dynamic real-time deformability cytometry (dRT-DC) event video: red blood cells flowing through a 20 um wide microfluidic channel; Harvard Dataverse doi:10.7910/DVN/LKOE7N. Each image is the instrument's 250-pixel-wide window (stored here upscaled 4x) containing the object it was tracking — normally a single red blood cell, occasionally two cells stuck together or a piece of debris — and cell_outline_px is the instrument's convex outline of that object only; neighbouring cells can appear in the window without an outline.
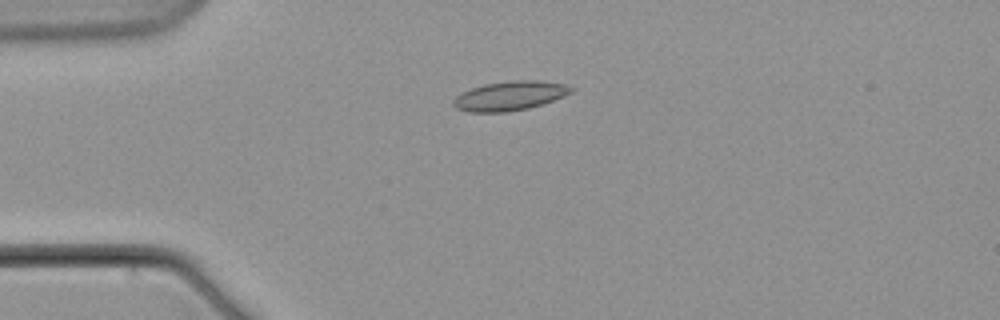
{"species": "common noctule bat (a hibernating species)", "species_latin": "Nyctalus noctula", "temperature_condition": "warm", "stored_images_in_passage": 5, "camera_frame_rate_fps": 3000, "um_per_image_px": 0.085, "animal": {"sex": "male", "body_mass_g": 21.5, "forearm_length_mm": 52.0}, "frame": {"image": 1, "passage_image": 4, "time_ms": 4.667, "image_size_px": [1000, 320], "cell_outline_px": [[576, 88], [572, 92], [564, 96], [528, 108], [508, 112], [468, 112], [456, 108], [452, 104], [452, 100], [460, 92], [484, 84], [512, 80], [540, 80], [564, 84]], "centroid_in_image_um": [43.31, 8.14], "position_along_channel_um": 41.7, "area_um2": 20.17}}